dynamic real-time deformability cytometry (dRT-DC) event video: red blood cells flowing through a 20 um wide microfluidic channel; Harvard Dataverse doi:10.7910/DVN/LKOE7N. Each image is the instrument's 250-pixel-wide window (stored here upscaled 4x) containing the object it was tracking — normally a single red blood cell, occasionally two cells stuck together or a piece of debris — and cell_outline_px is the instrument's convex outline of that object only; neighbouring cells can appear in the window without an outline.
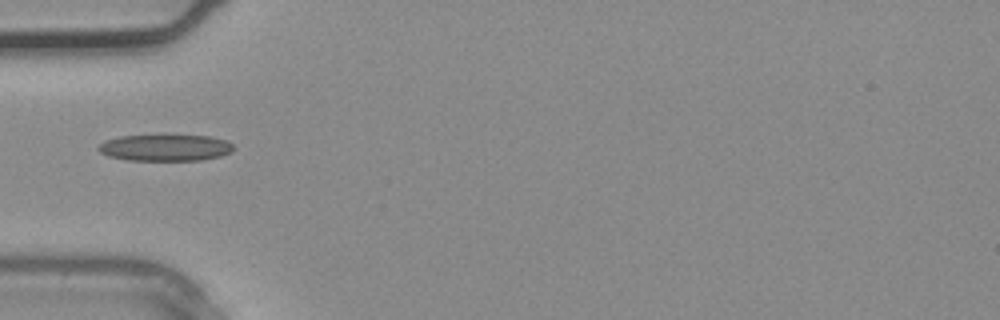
{"species": "common noctule bat (a hibernating species)", "species_latin": "Nyctalus noctula", "temperature_condition": "warm", "stored_images_in_passage": 1, "camera_frame_rate_fps": 3000, "um_per_image_px": 0.085, "animal": {"sex": "male", "body_mass_g": 20.4}, "frame": {"image": 1, "passage_image": 1, "time_ms": 0.0, "image_size_px": [1000, 320], "cell_outline_px": [[236, 148], [232, 152], [220, 156], [200, 160], [128, 160], [108, 156], [100, 152], [96, 148], [104, 140], [120, 136], [208, 136], [228, 140]], "centroid_in_image_um": [14.06, 12.56], "position_along_channel_um": 70.9, "area_um2": 20.81}}